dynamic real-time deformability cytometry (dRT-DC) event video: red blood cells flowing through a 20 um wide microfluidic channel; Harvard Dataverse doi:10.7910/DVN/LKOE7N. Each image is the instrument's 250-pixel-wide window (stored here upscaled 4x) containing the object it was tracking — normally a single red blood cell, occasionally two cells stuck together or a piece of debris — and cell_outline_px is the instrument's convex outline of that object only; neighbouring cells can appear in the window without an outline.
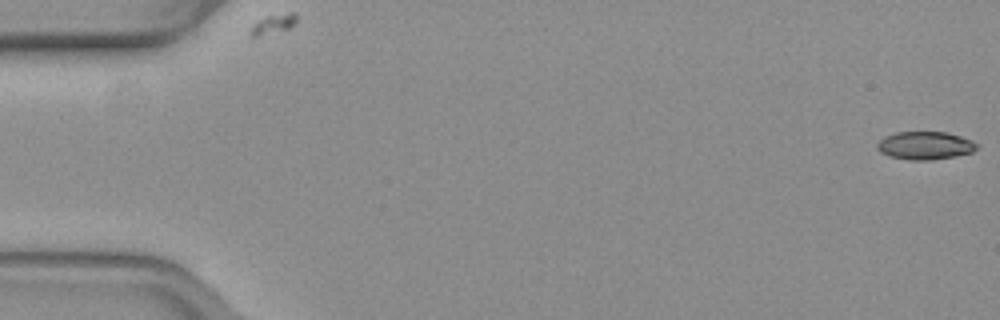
{"species": "common noctule bat (a hibernating species)", "species_latin": "Nyctalus noctula", "temperature_condition": "warm", "stored_images_in_passage": 52, "camera_frame_rate_fps": 3000, "um_per_image_px": 0.085, "animal": {"sex": "female", "body_mass_g": 19.3, "forearm_length_mm": 54.1}, "frame": {"image": 1, "passage_image": 1, "time_ms": 0.0, "image_size_px": [1000, 320], "cell_outline_px": [[980, 144], [972, 152], [956, 156], [932, 160], [908, 160], [888, 156], [880, 152], [876, 148], [876, 144], [884, 136], [896, 132], [948, 132], [972, 140]], "centroid_in_image_um": [78.62, 12.37], "position_along_channel_um": 6.4, "area_um2": 16.47}}
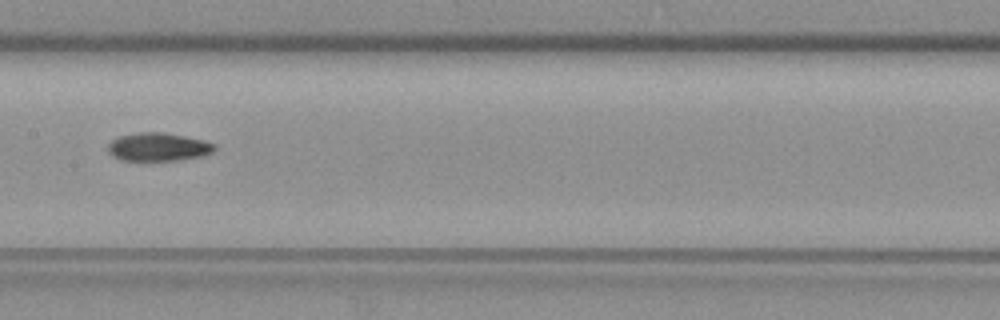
{"frame": {"image": 2, "passage_image": 28, "time_ms": 9.0, "image_size_px": [1000, 320], "cell_outline_px": [[216, 148], [212, 152], [200, 156], [180, 160], [120, 160], [112, 156], [108, 152], [108, 144], [112, 140], [120, 136], [140, 132], [160, 132], [184, 136], [200, 140], [212, 144]], "centroid_in_image_um": [13.39, 12.5], "position_along_channel_um": 194.0, "area_um2": 17.22}}
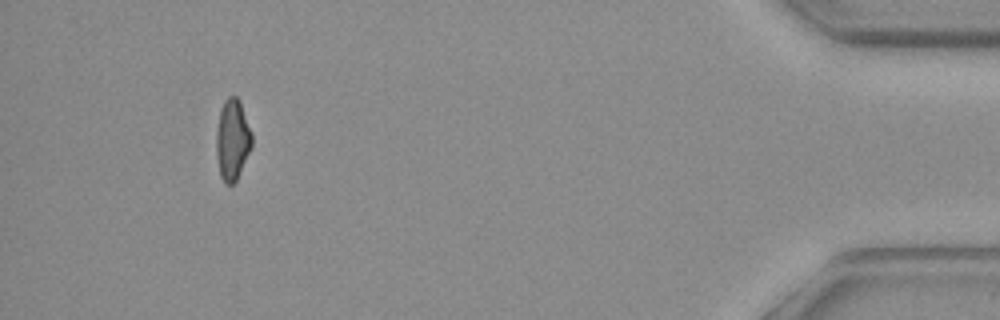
{"frame": {"image": 3, "passage_image": 51, "time_ms": 16.667, "image_size_px": [1000, 320], "cell_outline_px": [[252, 148], [236, 180], [232, 184], [224, 184], [220, 176], [216, 156], [216, 132], [220, 108], [224, 100], [228, 96], [236, 96], [240, 100], [252, 132]], "centroid_in_image_um": [19.75, 11.86], "position_along_channel_um": 415.4, "area_um2": 17.11}}